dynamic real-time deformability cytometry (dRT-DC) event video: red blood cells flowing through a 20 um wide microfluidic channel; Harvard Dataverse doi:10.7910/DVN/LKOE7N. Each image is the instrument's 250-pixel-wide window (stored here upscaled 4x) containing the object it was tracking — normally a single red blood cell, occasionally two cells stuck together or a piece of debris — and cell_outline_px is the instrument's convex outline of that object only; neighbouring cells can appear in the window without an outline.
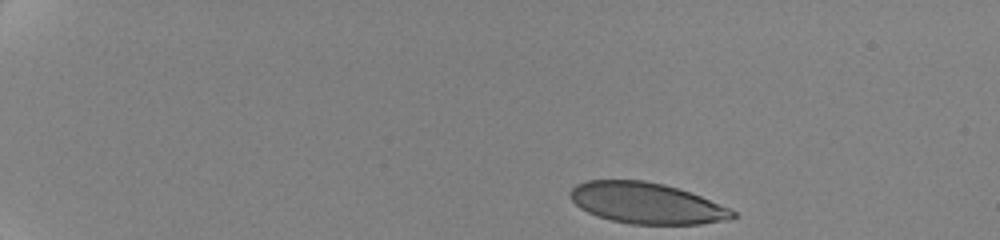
{"species": "human", "species_latin": "Homo sapiens", "temperature_condition": "cold", "stored_images_in_passage": 12, "camera_frame_rate_fps": 3000, "um_per_image_px": 0.085, "donor": {"sex": "female"}, "frame": {"image": 1, "passage_image": 1, "time_ms": 0.0, "image_size_px": [1000, 240], "cell_outline_px": [[736, 216], [728, 220], [700, 224], [632, 224], [612, 220], [596, 216], [580, 208], [568, 196], [568, 192], [576, 184], [588, 180], [644, 180], [664, 184], [700, 196], [728, 208], [736, 212]], "centroid_in_image_um": [54.91, 17.27], "position_along_channel_um": 30.1, "area_um2": 38.67}}
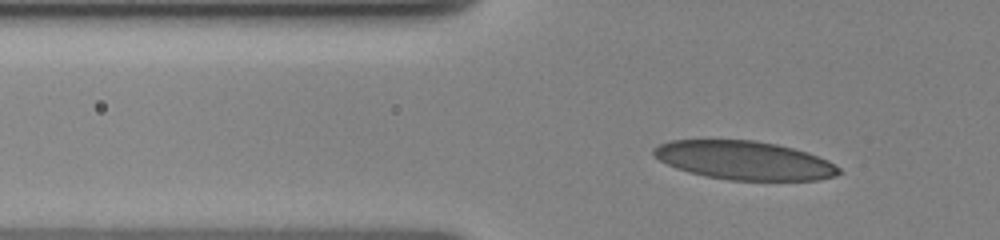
{"frame": {"image": 2, "passage_image": 10, "time_ms": 3.667, "image_size_px": [1000, 240], "cell_outline_px": [[840, 172], [836, 176], [820, 180], [728, 180], [704, 176], [688, 172], [676, 168], [652, 156], [652, 148], [660, 144], [672, 140], [756, 140], [776, 144], [808, 152], [828, 160], [840, 168]], "centroid_in_image_um": [63.26, 13.63], "position_along_channel_um": 62.5, "area_um2": 41.85}}
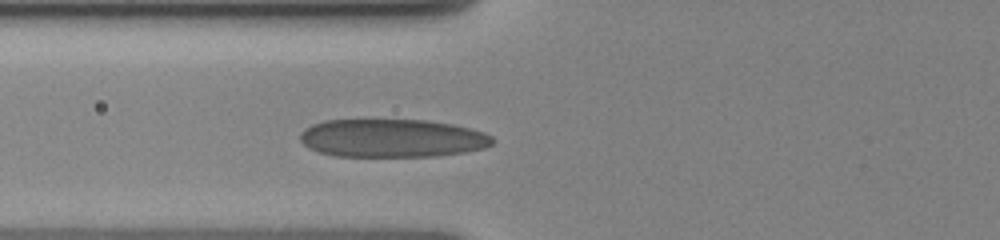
{"frame": {"image": 3, "passage_image": 12, "time_ms": 5.0, "image_size_px": [1000, 240], "cell_outline_px": [[496, 140], [492, 144], [484, 148], [464, 152], [436, 156], [336, 156], [320, 152], [308, 148], [300, 140], [300, 132], [304, 128], [312, 124], [324, 120], [424, 120], [452, 124], [484, 132], [492, 136]], "centroid_in_image_um": [33.32, 11.74], "position_along_channel_um": 92.5, "area_um2": 42.89}}